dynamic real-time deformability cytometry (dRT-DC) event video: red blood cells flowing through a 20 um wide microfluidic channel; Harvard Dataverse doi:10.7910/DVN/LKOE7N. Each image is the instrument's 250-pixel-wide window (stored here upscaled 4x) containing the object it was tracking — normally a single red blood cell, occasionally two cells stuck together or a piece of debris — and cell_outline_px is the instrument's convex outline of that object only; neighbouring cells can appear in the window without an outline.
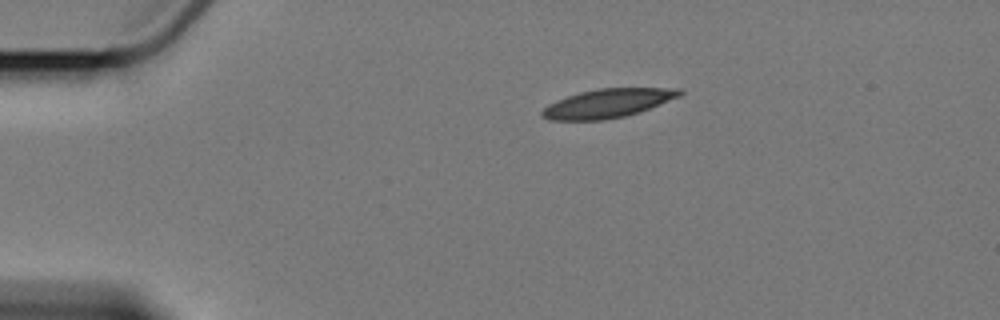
{"species": "Egyptian fruit bat (a non-hibernating species)", "species_latin": "Rousettus aegyptiacus", "temperature_condition": "cold", "stored_images_in_passage": 3, "camera_frame_rate_fps": 3000, "um_per_image_px": 0.085, "animal": {"sex": "female"}, "frame": {"image": 1, "passage_image": 1, "time_ms": 0.0, "image_size_px": [1000, 320], "cell_outline_px": [[684, 92], [680, 96], [640, 112], [624, 116], [604, 120], [548, 120], [540, 116], [540, 112], [548, 104], [556, 100], [580, 92], [596, 88], [680, 88]], "centroid_in_image_um": [51.64, 8.78], "position_along_channel_um": 33.4, "area_um2": 23.18}}
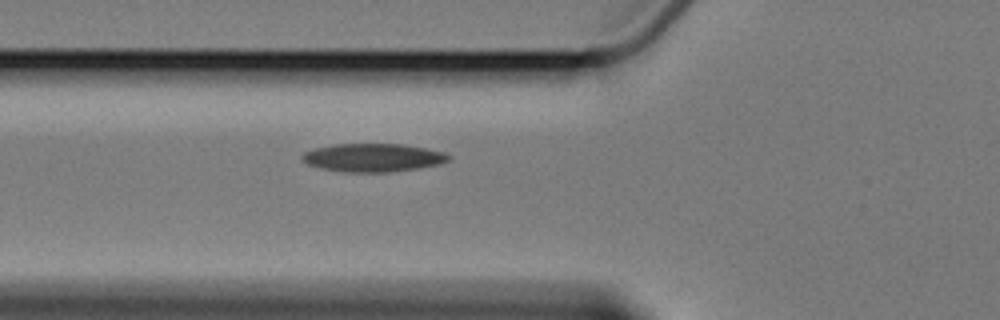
{"frame": {"image": 2, "passage_image": 3, "time_ms": 3.333, "image_size_px": [1000, 320], "cell_outline_px": [[452, 160], [440, 164], [420, 168], [388, 172], [340, 172], [320, 168], [308, 164], [300, 160], [300, 156], [304, 152], [316, 148], [332, 144], [404, 144], [444, 152], [452, 156]], "centroid_in_image_um": [31.71, 13.4], "position_along_channel_um": 94.1, "area_um2": 24.39}}